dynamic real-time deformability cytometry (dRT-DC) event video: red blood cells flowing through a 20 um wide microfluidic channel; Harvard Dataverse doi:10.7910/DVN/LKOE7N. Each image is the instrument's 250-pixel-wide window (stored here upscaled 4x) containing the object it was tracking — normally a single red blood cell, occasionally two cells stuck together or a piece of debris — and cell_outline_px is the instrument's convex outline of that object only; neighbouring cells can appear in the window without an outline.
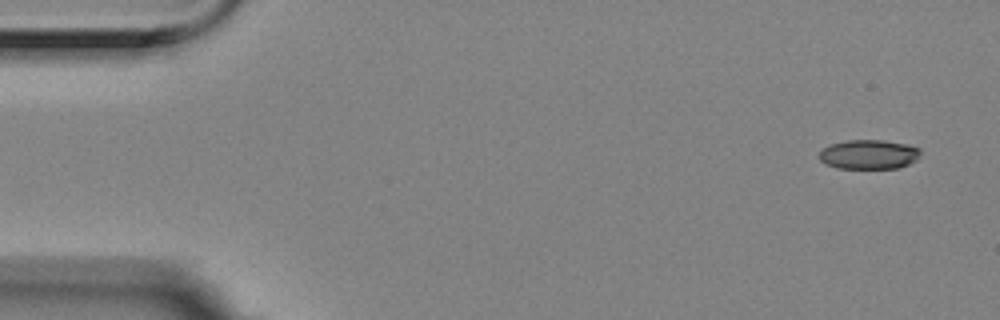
{"species": "Egyptian fruit bat (a non-hibernating species)", "species_latin": "Rousettus aegyptiacus", "temperature_condition": "room temperature", "stored_images_in_passage": 15, "camera_frame_rate_fps": 3000, "um_per_image_px": 0.085, "animal": {"sex": "female"}, "frame": {"image": 1, "passage_image": 1, "time_ms": 0.0, "image_size_px": [1000, 320], "cell_outline_px": [[920, 152], [916, 160], [900, 168], [836, 168], [824, 164], [816, 156], [828, 144], [848, 140], [884, 140], [904, 144], [920, 148]], "centroid_in_image_um": [73.8, 13.13], "position_along_channel_um": 11.2, "area_um2": 17.46}}
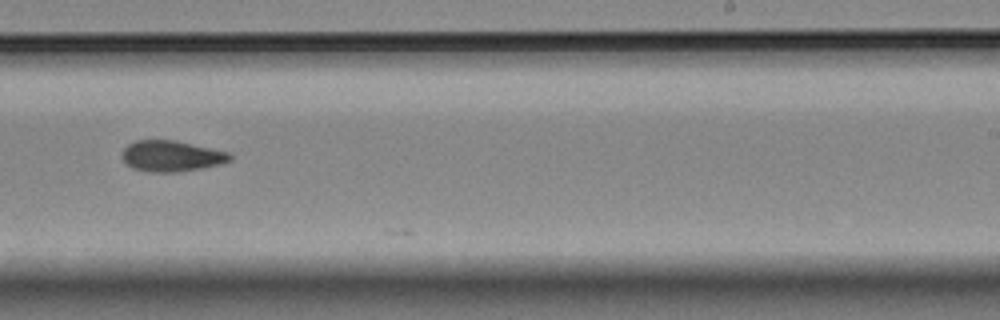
{"frame": {"image": 2, "passage_image": 9, "time_ms": 2.667, "image_size_px": [1000, 320], "cell_outline_px": [[232, 160], [220, 164], [200, 168], [176, 172], [152, 172], [132, 168], [120, 156], [120, 152], [128, 144], [136, 140], [176, 140], [228, 152], [232, 156]], "centroid_in_image_um": [14.54, 13.25], "position_along_channel_um": 274.5, "area_um2": 19.42}}
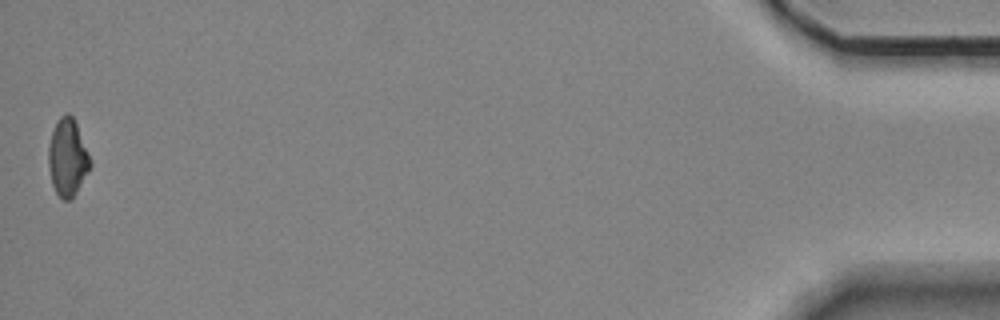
{"frame": {"image": 3, "passage_image": 14, "time_ms": 4.333, "image_size_px": [1000, 320], "cell_outline_px": [[92, 164], [88, 172], [72, 200], [64, 200], [56, 192], [52, 184], [48, 164], [48, 144], [56, 120], [64, 112], [68, 112], [72, 116], [76, 124], [92, 160]], "centroid_in_image_um": [5.74, 13.38], "position_along_channel_um": 429.5, "area_um2": 18.96}}